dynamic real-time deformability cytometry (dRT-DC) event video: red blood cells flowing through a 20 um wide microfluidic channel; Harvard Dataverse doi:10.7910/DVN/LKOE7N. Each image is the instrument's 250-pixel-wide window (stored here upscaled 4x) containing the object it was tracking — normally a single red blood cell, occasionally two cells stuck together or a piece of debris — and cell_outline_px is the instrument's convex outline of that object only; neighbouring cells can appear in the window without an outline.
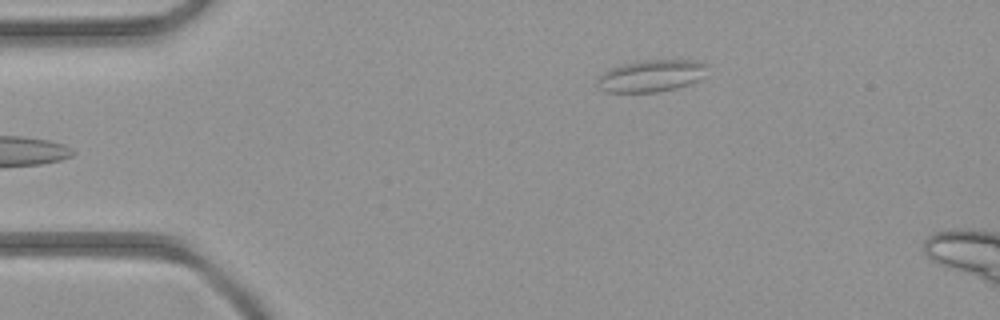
{"species": "common noctule bat (a hibernating species)", "species_latin": "Nyctalus noctula", "temperature_condition": "room temperature", "stored_images_in_passage": 4, "camera_frame_rate_fps": 3000, "um_per_image_px": 0.085, "animal": {"sex": "female", "body_mass_g": 21.9}, "frame": {"image": 1, "passage_image": 4, "time_ms": 3.667, "image_size_px": [1000, 320], "cell_outline_px": [[708, 64], [704, 76], [700, 80], [676, 88], [660, 92], [608, 92], [596, 88], [596, 80], [604, 72], [612, 68], [624, 64], [644, 60], [696, 60]], "centroid_in_image_um": [55.36, 6.45], "position_along_channel_um": 29.6, "area_um2": 20.58}}